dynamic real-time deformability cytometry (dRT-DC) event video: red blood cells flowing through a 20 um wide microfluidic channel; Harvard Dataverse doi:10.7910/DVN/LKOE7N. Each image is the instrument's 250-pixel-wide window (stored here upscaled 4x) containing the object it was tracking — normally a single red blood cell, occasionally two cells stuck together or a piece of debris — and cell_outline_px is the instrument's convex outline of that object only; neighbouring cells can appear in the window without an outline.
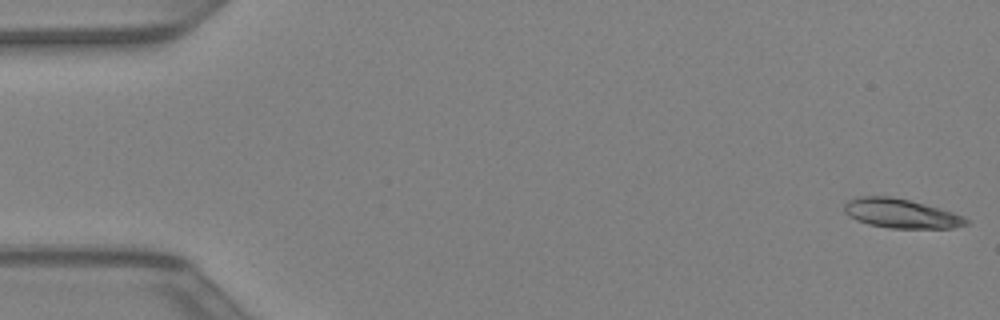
{"species": "Egyptian fruit bat (a non-hibernating species)", "species_latin": "Rousettus aegyptiacus", "temperature_condition": "warm", "stored_images_in_passage": 43, "camera_frame_rate_fps": 3000, "um_per_image_px": 0.085, "animal": {"sex": "female"}, "frame": {"image": 1, "passage_image": 1, "time_ms": 0.0, "image_size_px": [1000, 320], "cell_outline_px": [[968, 224], [952, 228], [888, 228], [868, 224], [856, 220], [844, 212], [844, 204], [848, 200], [856, 196], [888, 196], [908, 200], [940, 208], [964, 216], [968, 220]], "centroid_in_image_um": [76.56, 18.14], "position_along_channel_um": 8.4, "area_um2": 20.75}}
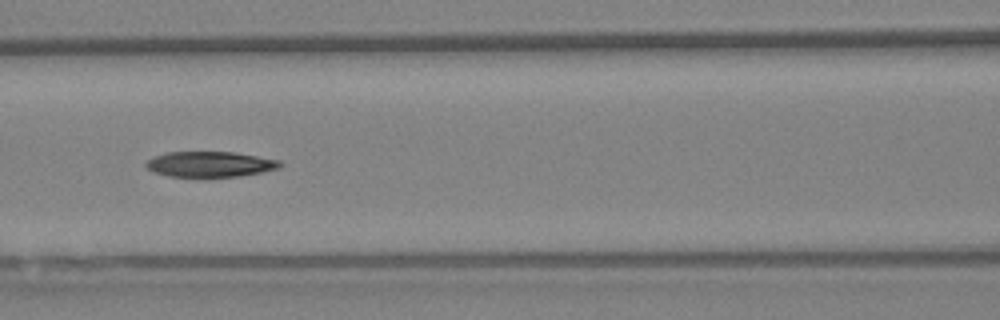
{"frame": {"image": 2, "passage_image": 19, "time_ms": 6.0, "image_size_px": [1000, 320], "cell_outline_px": [[284, 164], [280, 168], [240, 176], [168, 176], [152, 172], [144, 164], [148, 160], [164, 152], [236, 152], [280, 160]], "centroid_in_image_um": [17.87, 13.95], "position_along_channel_um": 148.7, "area_um2": 19.83}}
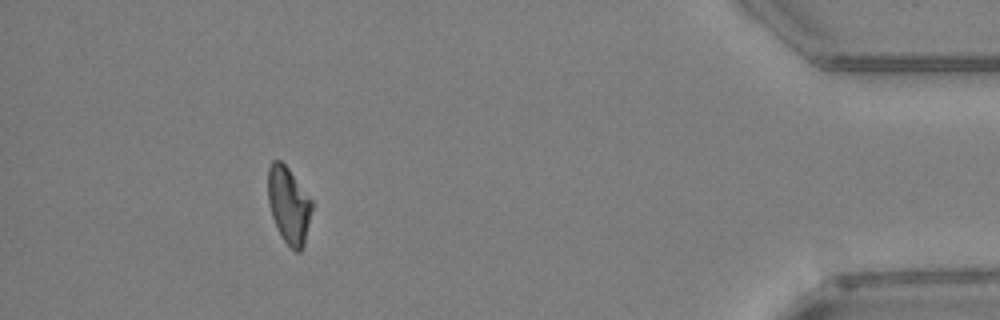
{"frame": {"image": 3, "passage_image": 39, "time_ms": 12.667, "image_size_px": [1000, 320], "cell_outline_px": [[312, 208], [304, 244], [300, 252], [296, 252], [280, 236], [272, 216], [268, 204], [268, 168], [272, 160], [280, 160], [288, 168], [312, 200]], "centroid_in_image_um": [24.53, 17.43], "position_along_channel_um": 410.7, "area_um2": 19.48}}